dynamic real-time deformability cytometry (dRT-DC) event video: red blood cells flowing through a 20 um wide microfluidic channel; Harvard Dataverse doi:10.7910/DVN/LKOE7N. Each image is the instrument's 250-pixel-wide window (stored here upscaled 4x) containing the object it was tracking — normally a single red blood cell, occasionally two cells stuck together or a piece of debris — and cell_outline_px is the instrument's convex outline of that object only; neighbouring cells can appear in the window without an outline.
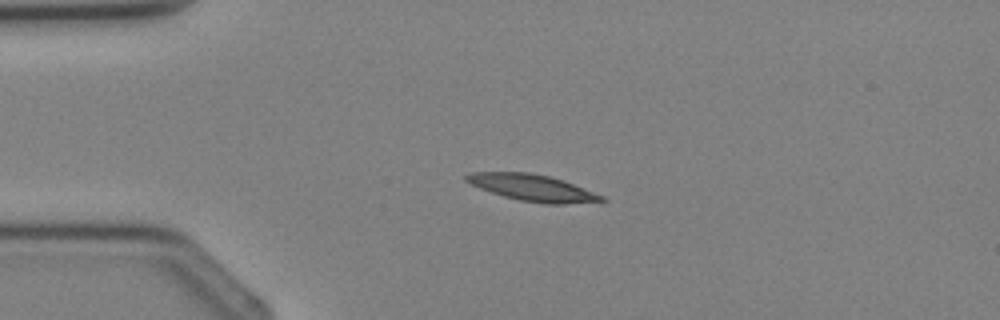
{"species": "Egyptian fruit bat (a non-hibernating species)", "species_latin": "Rousettus aegyptiacus", "temperature_condition": "cold", "stored_images_in_passage": 2, "camera_frame_rate_fps": 3000, "um_per_image_px": 0.085, "animal": {"sex": "female"}, "frame": {"image": 1, "passage_image": 2, "time_ms": 1.333, "image_size_px": [1000, 320], "cell_outline_px": [[608, 200], [564, 204], [544, 204], [520, 200], [504, 196], [480, 188], [464, 180], [464, 176], [472, 172], [528, 172], [548, 176], [572, 184], [604, 196]], "centroid_in_image_um": [45.23, 15.96], "position_along_channel_um": 39.8, "area_um2": 20.52}}